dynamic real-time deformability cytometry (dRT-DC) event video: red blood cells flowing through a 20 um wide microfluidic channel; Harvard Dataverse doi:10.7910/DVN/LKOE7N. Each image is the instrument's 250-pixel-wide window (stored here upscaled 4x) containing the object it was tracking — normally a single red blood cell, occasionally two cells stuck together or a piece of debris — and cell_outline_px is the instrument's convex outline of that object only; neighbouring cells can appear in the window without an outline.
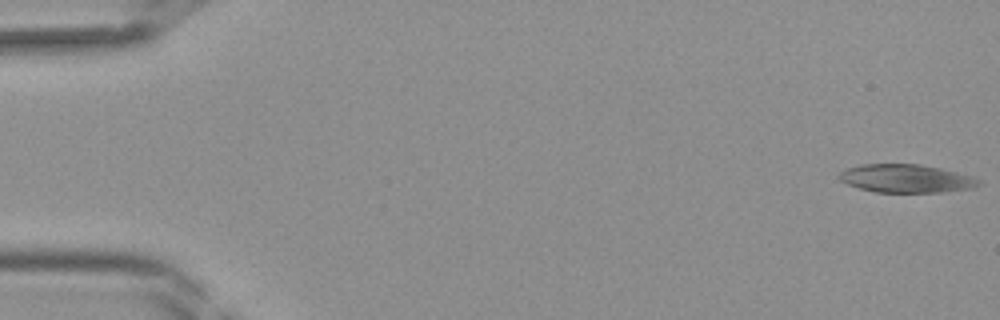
{"species": "Egyptian fruit bat (a non-hibernating species)", "species_latin": "Rousettus aegyptiacus", "temperature_condition": "room temperature", "stored_images_in_passage": 42, "camera_frame_rate_fps": 3000, "um_per_image_px": 0.085, "frame": {"image": 1, "passage_image": 1, "time_ms": 0.0, "image_size_px": [1000, 320], "cell_outline_px": [[980, 184], [972, 188], [940, 192], [876, 192], [860, 188], [848, 184], [840, 180], [836, 176], [840, 172], [848, 168], [860, 164], [920, 164], [940, 168], [956, 172], [980, 180]], "centroid_in_image_um": [76.97, 15.17], "position_along_channel_um": 8.0, "area_um2": 22.72}}
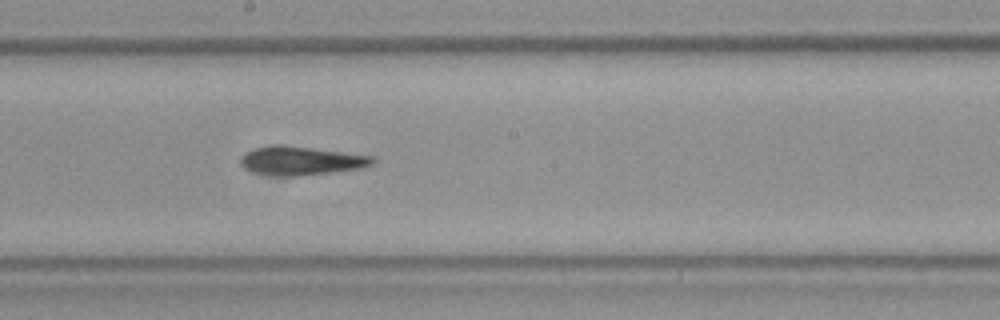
{"frame": {"image": 2, "passage_image": 23, "time_ms": 7.333, "image_size_px": [1000, 320], "cell_outline_px": [[376, 160], [372, 164], [360, 168], [296, 176], [276, 176], [252, 172], [244, 168], [240, 164], [240, 156], [244, 152], [256, 148], [276, 144], [312, 148], [376, 156]], "centroid_in_image_um": [25.55, 13.66], "position_along_channel_um": 222.7, "area_um2": 22.02}}
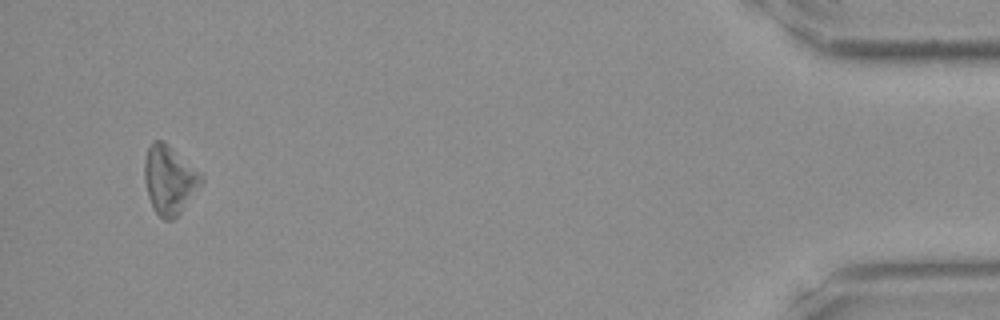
{"frame": {"image": 3, "passage_image": 40, "time_ms": 13.0, "image_size_px": [1000, 320], "cell_outline_px": [[204, 184], [180, 216], [172, 220], [164, 220], [152, 208], [148, 196], [144, 180], [144, 160], [148, 148], [152, 140], [160, 140], [168, 144], [204, 176]], "centroid_in_image_um": [14.43, 15.33], "position_along_channel_um": 420.8, "area_um2": 23.29}}